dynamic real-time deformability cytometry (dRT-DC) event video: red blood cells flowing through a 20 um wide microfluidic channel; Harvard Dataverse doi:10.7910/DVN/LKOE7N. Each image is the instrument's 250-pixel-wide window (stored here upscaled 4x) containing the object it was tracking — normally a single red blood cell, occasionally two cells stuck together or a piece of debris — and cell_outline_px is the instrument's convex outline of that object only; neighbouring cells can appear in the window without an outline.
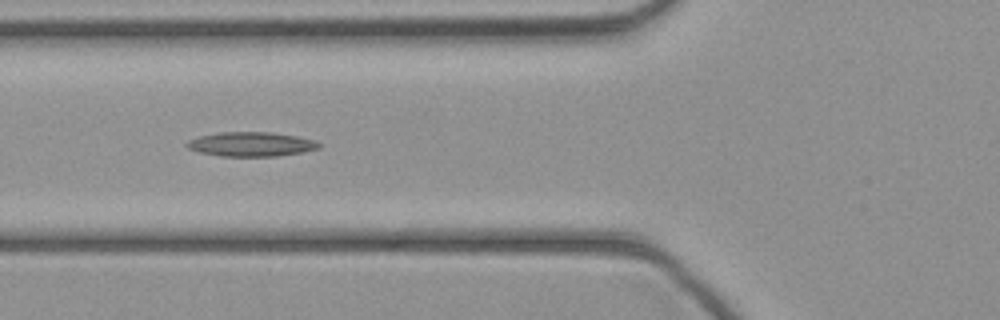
{"species": "common noctule bat (a hibernating species)", "species_latin": "Nyctalus noctula", "temperature_condition": "cold", "stored_images_in_passage": 32, "camera_frame_rate_fps": 3000, "um_per_image_px": 0.085, "animal": {"sex": "female", "body_mass_g": 21.9}, "frame": {"image": 1, "passage_image": 5, "time_ms": 1.333, "image_size_px": [1000, 320], "cell_outline_px": [[320, 148], [300, 152], [276, 156], [220, 156], [200, 152], [188, 148], [184, 144], [188, 140], [200, 136], [220, 132], [272, 132], [296, 136], [316, 140], [320, 144]], "centroid_in_image_um": [21.33, 12.25], "position_along_channel_um": 104.5, "area_um2": 18.67}}
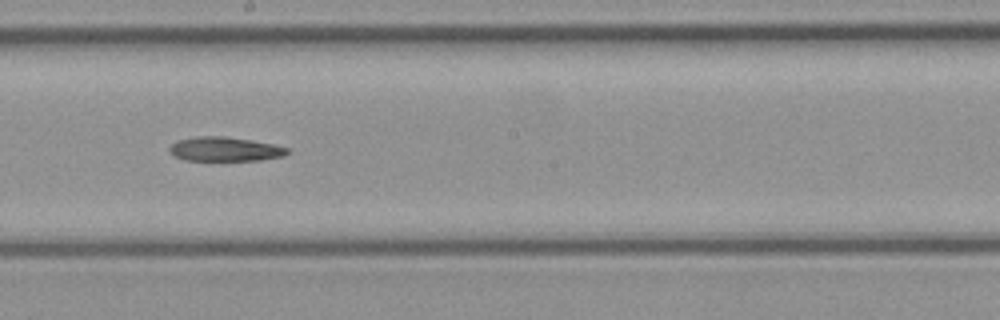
{"frame": {"image": 2, "passage_image": 13, "time_ms": 4.0, "image_size_px": [1000, 320], "cell_outline_px": [[292, 152], [284, 156], [260, 160], [184, 160], [176, 156], [168, 148], [176, 140], [196, 136], [224, 136], [252, 140], [276, 144], [288, 148]], "centroid_in_image_um": [19.17, 12.66], "position_along_channel_um": 229.0, "area_um2": 16.76}}
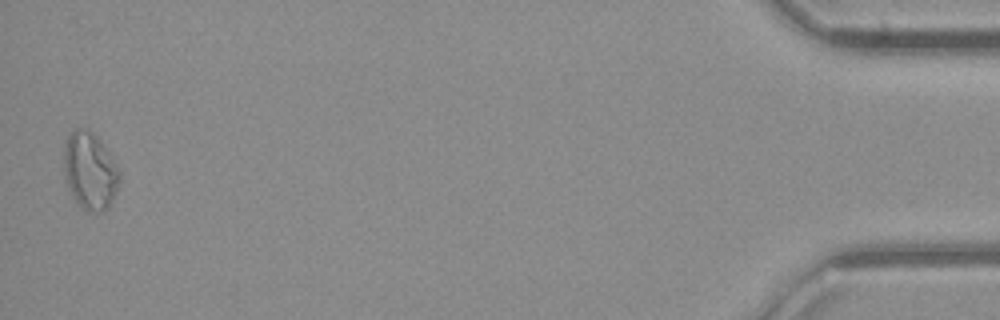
{"frame": {"image": 3, "passage_image": 32, "time_ms": 10.333, "image_size_px": [1000, 320], "cell_outline_px": [[120, 180], [116, 192], [108, 204], [100, 212], [88, 212], [72, 196], [68, 188], [64, 172], [64, 140], [76, 128], [84, 128], [92, 132], [100, 140], [116, 164], [120, 172]], "centroid_in_image_um": [7.63, 14.49], "position_along_channel_um": 427.6, "area_um2": 24.74}}